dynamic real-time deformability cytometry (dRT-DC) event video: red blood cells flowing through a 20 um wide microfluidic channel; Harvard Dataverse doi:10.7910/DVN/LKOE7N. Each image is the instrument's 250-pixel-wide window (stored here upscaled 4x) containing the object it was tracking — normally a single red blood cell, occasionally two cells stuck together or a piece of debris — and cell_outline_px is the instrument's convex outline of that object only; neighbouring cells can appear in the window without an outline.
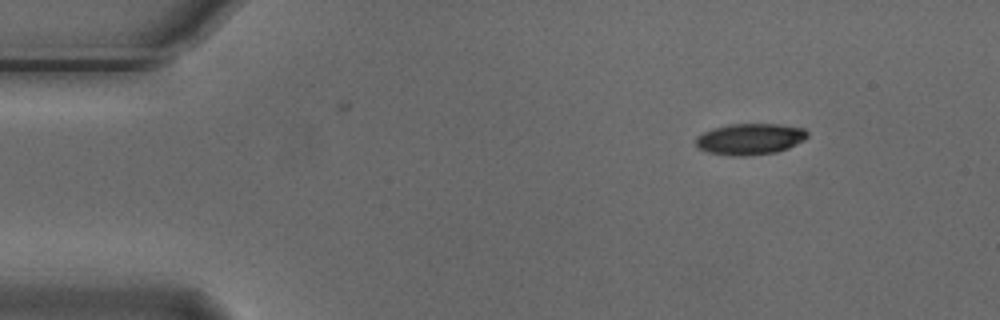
{"species": "Egyptian fruit bat (a non-hibernating species)", "species_latin": "Rousettus aegyptiacus", "temperature_condition": "cold", "stored_images_in_passage": 5, "camera_frame_rate_fps": 3000, "um_per_image_px": 0.085, "animal": {"sex": "male"}, "frame": {"image": 1, "passage_image": 1, "time_ms": 0.0, "image_size_px": [1000, 320], "cell_outline_px": [[808, 136], [804, 140], [788, 148], [776, 152], [748, 156], [732, 156], [708, 152], [700, 148], [696, 144], [696, 136], [712, 128], [732, 124], [780, 124], [804, 128], [808, 132]], "centroid_in_image_um": [63.77, 11.82], "position_along_channel_um": 21.2, "area_um2": 20.35}}
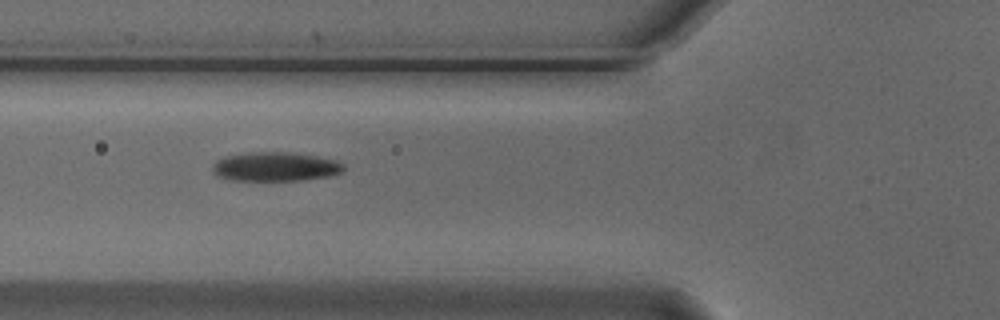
{"frame": {"image": 2, "passage_image": 4, "time_ms": 1.0, "image_size_px": [1000, 320], "cell_outline_px": [[344, 168], [340, 172], [328, 176], [300, 180], [228, 180], [216, 176], [212, 172], [212, 164], [216, 160], [224, 156], [252, 152], [288, 152], [316, 156], [336, 160], [344, 164]], "centroid_in_image_um": [23.34, 14.16], "position_along_channel_um": 102.5, "area_um2": 22.25}}
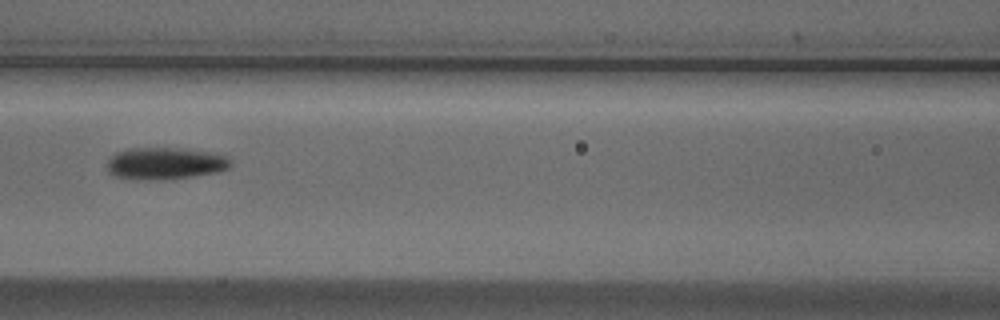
{"frame": {"image": 3, "passage_image": 5, "time_ms": 1.333, "image_size_px": [1000, 320], "cell_outline_px": [[232, 164], [228, 168], [220, 172], [172, 180], [164, 180], [116, 176], [108, 172], [108, 160], [116, 152], [128, 148], [184, 148], [216, 152], [232, 160]], "centroid_in_image_um": [14.13, 13.88], "position_along_channel_um": 152.5, "area_um2": 23.24}}